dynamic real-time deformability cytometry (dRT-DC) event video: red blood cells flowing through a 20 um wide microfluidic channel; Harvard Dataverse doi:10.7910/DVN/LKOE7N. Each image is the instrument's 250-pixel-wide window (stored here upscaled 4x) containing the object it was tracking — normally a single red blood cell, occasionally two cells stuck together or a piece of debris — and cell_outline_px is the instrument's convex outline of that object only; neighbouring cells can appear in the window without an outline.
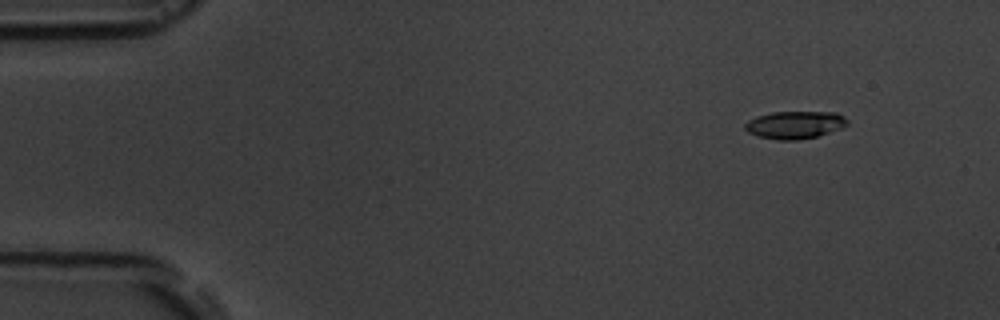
{"species": "common noctule bat (a hibernating species)", "species_latin": "Nyctalus noctula", "temperature_condition": "room temperature", "stored_images_in_passage": 5, "camera_frame_rate_fps": 3000, "um_per_image_px": 0.085, "animal": {"sex": "male", "body_mass_g": 19.5, "forearm_length_mm": 54.6}, "frame": {"image": 1, "passage_image": 1, "time_ms": 0.0, "image_size_px": [1000, 320], "cell_outline_px": [[848, 124], [840, 128], [816, 136], [796, 140], [780, 140], [760, 136], [748, 132], [744, 128], [744, 124], [748, 120], [756, 116], [772, 112], [836, 112], [844, 116], [848, 120]], "centroid_in_image_um": [67.55, 10.6], "position_along_channel_um": 17.4, "area_um2": 16.3}}
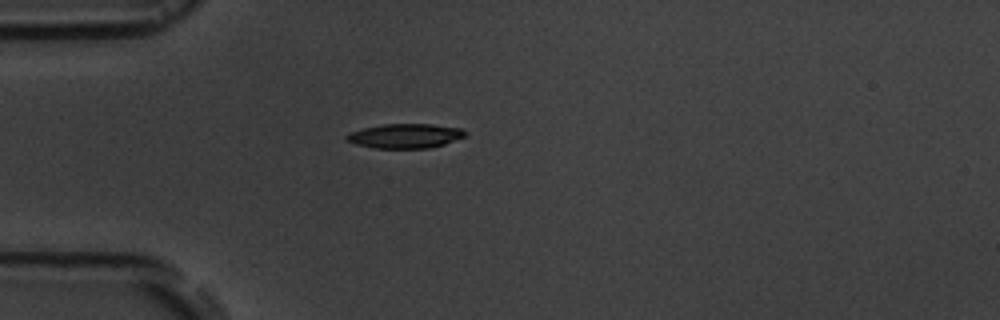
{"frame": {"image": 2, "passage_image": 4, "time_ms": 3.333, "image_size_px": [1000, 320], "cell_outline_px": [[468, 132], [464, 136], [444, 144], [428, 148], [376, 148], [356, 144], [344, 140], [344, 136], [352, 132], [364, 128], [384, 124], [432, 124], [460, 128]], "centroid_in_image_um": [34.43, 11.55], "position_along_channel_um": 50.6, "area_um2": 16.76}}